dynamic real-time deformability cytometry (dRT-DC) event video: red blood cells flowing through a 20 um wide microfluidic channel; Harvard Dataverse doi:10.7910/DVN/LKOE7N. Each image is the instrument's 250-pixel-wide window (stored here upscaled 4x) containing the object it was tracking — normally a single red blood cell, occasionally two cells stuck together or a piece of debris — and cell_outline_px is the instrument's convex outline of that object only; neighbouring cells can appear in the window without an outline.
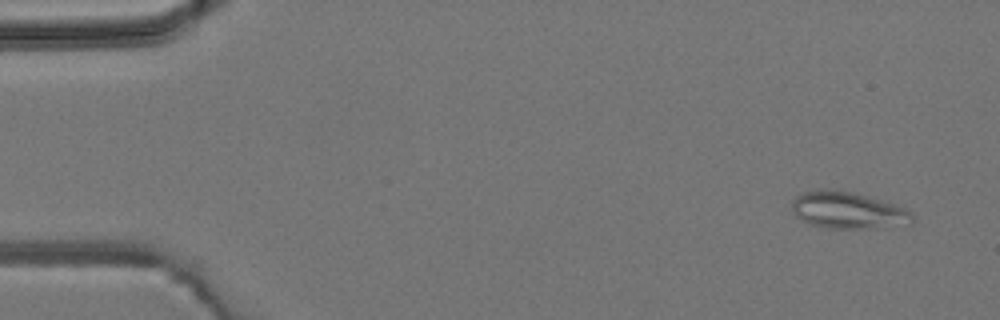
{"species": "common noctule bat (a hibernating species)", "species_latin": "Nyctalus noctula", "temperature_condition": "room temperature", "stored_images_in_passage": 4, "camera_frame_rate_fps": 3000, "um_per_image_px": 0.085, "animal": {"sex": "male", "body_mass_g": 19.2, "forearm_length_mm": 51.8}, "frame": {"image": 1, "passage_image": 1, "time_ms": 0.0, "image_size_px": [1000, 320], "cell_outline_px": [[912, 224], [884, 228], [828, 228], [808, 224], [800, 220], [792, 212], [792, 200], [796, 196], [804, 192], [820, 188], [852, 192], [868, 196], [904, 208], [912, 212]], "centroid_in_image_um": [72.05, 17.89], "position_along_channel_um": 13.0, "area_um2": 26.01}}